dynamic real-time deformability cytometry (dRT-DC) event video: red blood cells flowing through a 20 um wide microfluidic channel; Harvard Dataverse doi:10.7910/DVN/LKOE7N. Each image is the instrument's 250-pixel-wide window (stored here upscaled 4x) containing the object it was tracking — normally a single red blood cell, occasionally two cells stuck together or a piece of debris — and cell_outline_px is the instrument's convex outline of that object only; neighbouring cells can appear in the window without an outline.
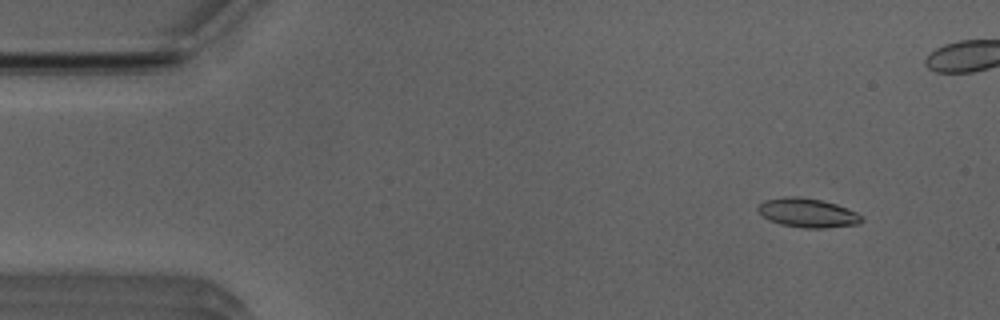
{"species": "Egyptian fruit bat (a non-hibernating species)", "species_latin": "Rousettus aegyptiacus", "temperature_condition": "room temperature", "stored_images_in_passage": 52, "camera_frame_rate_fps": 3000, "um_per_image_px": 0.085, "animal": {"sex": "male"}, "frame": {"image": 1, "passage_image": 4, "time_ms": 1.0, "image_size_px": [1000, 320], "cell_outline_px": [[864, 220], [860, 224], [824, 228], [804, 228], [780, 224], [768, 220], [756, 208], [756, 204], [764, 200], [784, 196], [800, 196], [820, 200], [836, 204], [848, 208], [864, 216]], "centroid_in_image_um": [68.65, 18.09], "position_along_channel_um": 16.4, "area_um2": 17.86}}
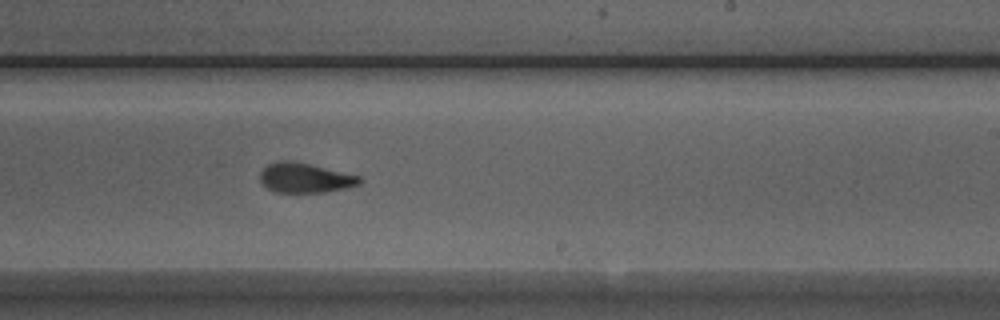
{"frame": {"image": 2, "passage_image": 30, "time_ms": 9.667, "image_size_px": [1000, 320], "cell_outline_px": [[364, 180], [360, 184], [344, 188], [324, 192], [276, 192], [268, 188], [260, 180], [260, 172], [268, 164], [280, 160], [288, 160], [308, 164], [360, 176]], "centroid_in_image_um": [25.93, 15.12], "position_along_channel_um": 263.1, "area_um2": 16.99}}
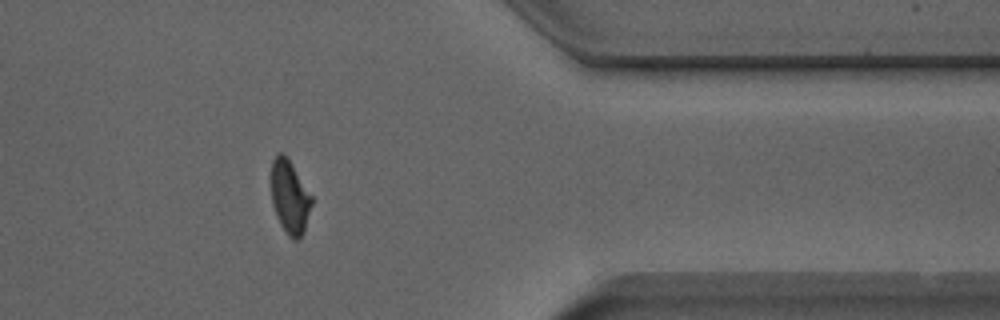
{"frame": {"image": 3, "passage_image": 41, "time_ms": 13.333, "image_size_px": [1000, 320], "cell_outline_px": [[312, 204], [304, 232], [300, 240], [292, 240], [288, 236], [280, 224], [276, 216], [272, 204], [272, 160], [276, 152], [284, 152], [288, 156], [312, 196]], "centroid_in_image_um": [24.64, 16.73], "position_along_channel_um": 386.8, "area_um2": 17.63}, "authors_computed_cell_mechanics": {"area_um2": 17.5423, "velocity_mm_per_s": 3.9347, "shape_relaxation_time_tau1_ms": 4.5367, "shape_relaxation_time_tau2_ms": 1.8759, "deformation_change_tau1": 0.1748, "deformation_change_tau2": 0.0881}}